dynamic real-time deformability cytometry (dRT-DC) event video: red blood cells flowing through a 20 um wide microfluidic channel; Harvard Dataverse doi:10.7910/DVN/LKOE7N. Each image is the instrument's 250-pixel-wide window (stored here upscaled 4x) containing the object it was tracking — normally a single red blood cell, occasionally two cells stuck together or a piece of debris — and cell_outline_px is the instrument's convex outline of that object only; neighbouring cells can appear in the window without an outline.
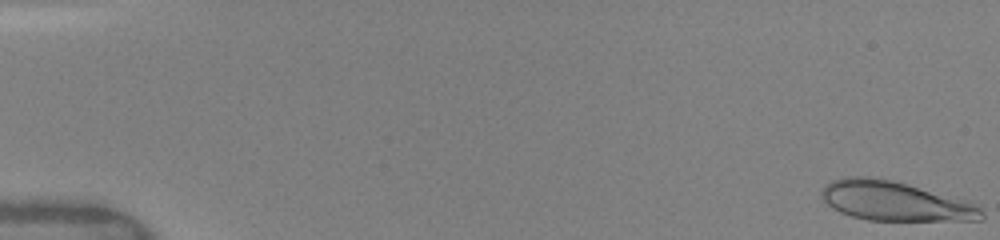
{"species": "human", "species_latin": "Homo sapiens", "temperature_condition": "warm", "stored_images_in_passage": 8, "camera_frame_rate_fps": 3000, "um_per_image_px": 0.085, "donor": {"sex": "female"}, "frame": {"image": 1, "passage_image": 1, "time_ms": 0.0, "image_size_px": [1000, 240], "cell_outline_px": [[984, 216], [980, 220], [868, 220], [852, 216], [840, 212], [832, 208], [820, 196], [820, 192], [824, 184], [832, 180], [844, 176], [868, 176], [892, 180], [968, 200], [980, 208], [984, 212]], "centroid_in_image_um": [76.04, 17.08], "position_along_channel_um": 9.0, "area_um2": 36.88}}
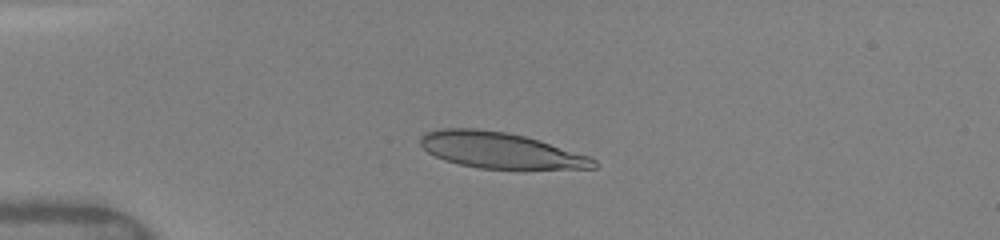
{"frame": {"image": 2, "passage_image": 6, "time_ms": 4.0, "image_size_px": [1000, 240], "cell_outline_px": [[600, 164], [596, 168], [480, 168], [460, 164], [444, 160], [428, 152], [420, 144], [420, 136], [424, 132], [440, 128], [476, 128], [504, 132], [524, 136], [540, 140], [592, 156]], "centroid_in_image_um": [42.54, 12.76], "position_along_channel_um": 42.5, "area_um2": 36.24}}